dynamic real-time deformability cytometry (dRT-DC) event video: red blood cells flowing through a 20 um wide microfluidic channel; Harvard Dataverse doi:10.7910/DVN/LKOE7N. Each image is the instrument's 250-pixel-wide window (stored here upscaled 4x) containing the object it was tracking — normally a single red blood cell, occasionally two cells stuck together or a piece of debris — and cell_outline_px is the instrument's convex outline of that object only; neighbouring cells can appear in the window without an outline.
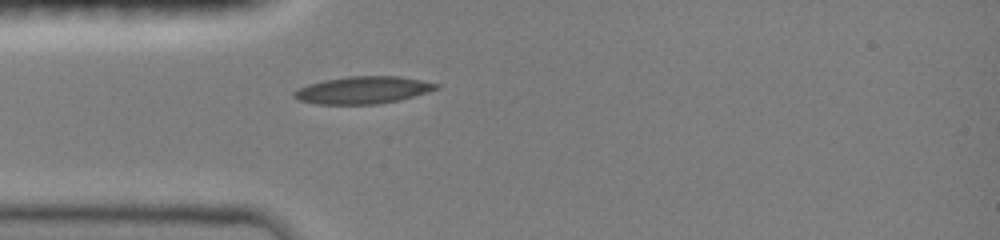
{"species": "common noctule bat (a hibernating species)", "species_latin": "Nyctalus noctula", "temperature_condition": "room temperature", "stored_images_in_passage": 29, "camera_frame_rate_fps": 3000, "um_per_image_px": 0.085, "animal": {"sex": "female", "body_mass_g": 19.0, "forearm_length_mm": 51.5}, "frame": {"image": 1, "passage_image": 1, "time_ms": 0.0, "image_size_px": [1000, 240], "cell_outline_px": [[440, 88], [428, 92], [400, 100], [376, 104], [316, 104], [300, 100], [292, 96], [292, 92], [308, 84], [324, 80], [348, 76], [400, 76], [440, 84]], "centroid_in_image_um": [30.86, 7.65], "position_along_channel_um": 54.1, "area_um2": 22.6}}
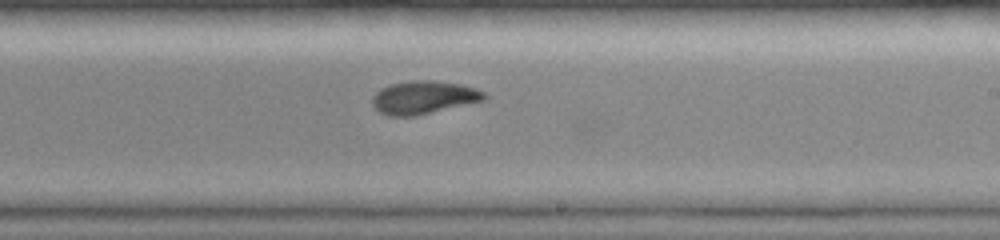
{"frame": {"image": 2, "passage_image": 16, "time_ms": 5.0, "image_size_px": [1000, 240], "cell_outline_px": [[488, 96], [484, 100], [416, 116], [388, 116], [380, 112], [372, 104], [372, 96], [380, 88], [388, 84], [408, 80], [432, 80], [460, 84], [476, 88], [484, 92]], "centroid_in_image_um": [35.98, 8.27], "position_along_channel_um": 253.0, "area_um2": 21.73}}
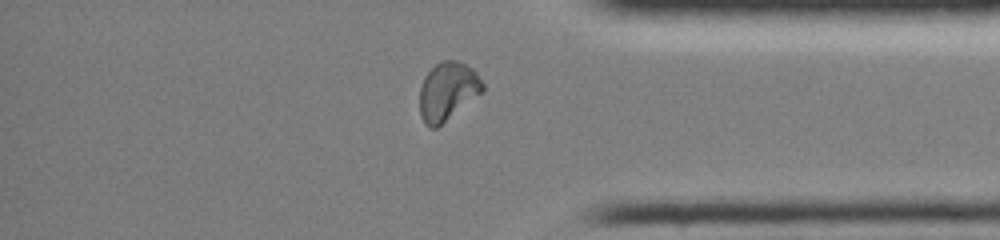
{"frame": {"image": 3, "passage_image": 27, "time_ms": 8.667, "image_size_px": [1000, 240], "cell_outline_px": [[484, 92], [436, 128], [428, 128], [424, 124], [420, 116], [420, 88], [424, 76], [440, 60], [456, 60], [472, 68], [476, 72], [484, 84]], "centroid_in_image_um": [38.05, 7.77], "position_along_channel_um": 397.2, "area_um2": 21.56}}